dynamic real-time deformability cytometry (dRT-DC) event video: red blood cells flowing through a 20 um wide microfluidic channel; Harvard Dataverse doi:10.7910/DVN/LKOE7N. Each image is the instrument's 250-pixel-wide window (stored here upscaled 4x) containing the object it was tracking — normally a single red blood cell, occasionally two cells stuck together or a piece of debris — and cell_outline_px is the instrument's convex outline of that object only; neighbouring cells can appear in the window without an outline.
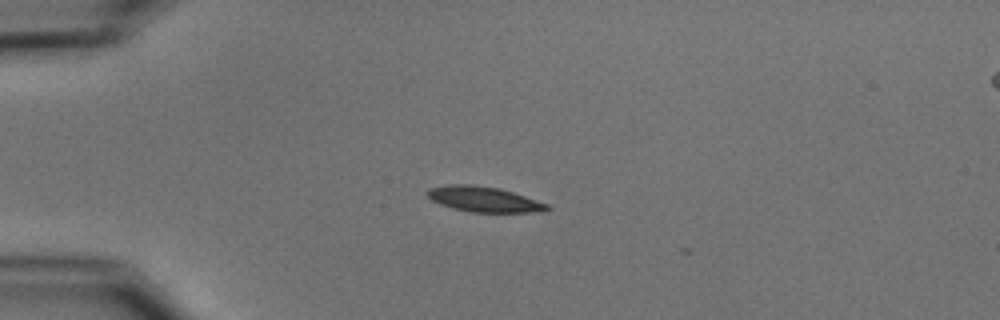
{"species": "common noctule bat (a hibernating species)", "species_latin": "Nyctalus noctula", "temperature_condition": "cold", "stored_images_in_passage": 5, "camera_frame_rate_fps": 3000, "um_per_image_px": 0.085, "animal": {"sex": "male", "body_mass_g": 15.6}, "frame": {"image": 1, "passage_image": 3, "time_ms": 3.0, "image_size_px": [1000, 320], "cell_outline_px": [[552, 208], [540, 212], [472, 212], [452, 208], [440, 204], [432, 200], [424, 192], [428, 188], [448, 184], [472, 184], [500, 188], [548, 204]], "centroid_in_image_um": [41.1, 16.93], "position_along_channel_um": 43.9, "area_um2": 17.74}}